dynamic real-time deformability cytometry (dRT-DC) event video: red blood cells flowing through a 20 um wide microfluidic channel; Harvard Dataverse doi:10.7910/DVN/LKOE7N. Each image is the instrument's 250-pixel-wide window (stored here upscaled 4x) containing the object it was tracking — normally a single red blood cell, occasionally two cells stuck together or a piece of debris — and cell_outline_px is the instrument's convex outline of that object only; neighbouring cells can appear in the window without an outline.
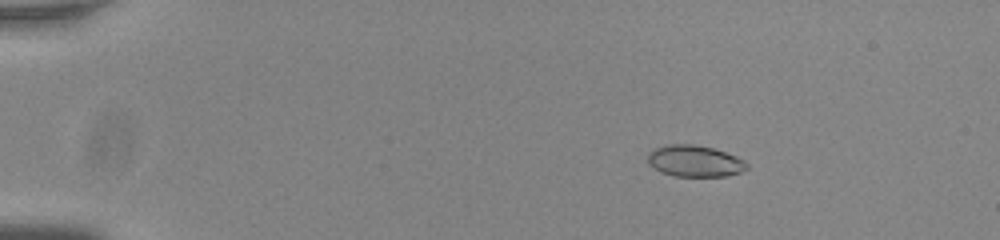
{"species": "common noctule bat (a hibernating species)", "species_latin": "Nyctalus noctula", "temperature_condition": "room temperature", "stored_images_in_passage": 50, "camera_frame_rate_fps": 3000, "um_per_image_px": 0.085, "animal": {"sex": "male", "body_mass_g": 20.0, "forearm_length_mm": 53.3}, "frame": {"image": 1, "passage_image": 4, "time_ms": 1.0, "image_size_px": [1000, 240], "cell_outline_px": [[748, 168], [740, 172], [728, 176], [676, 176], [660, 172], [648, 164], [648, 152], [664, 144], [692, 144], [712, 148], [736, 156], [744, 160], [748, 164]], "centroid_in_image_um": [59.03, 13.69], "position_along_channel_um": 26.0, "area_um2": 18.21}}
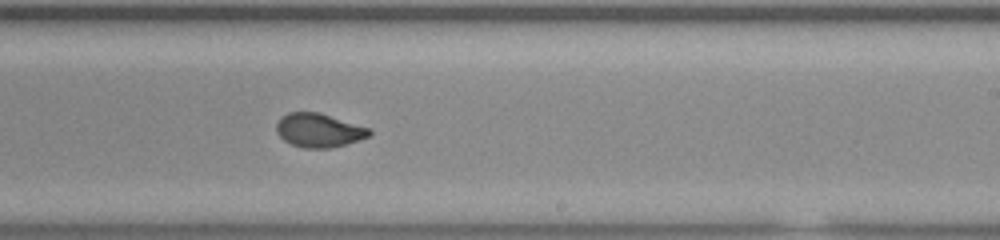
{"frame": {"image": 2, "passage_image": 30, "time_ms": 9.667, "image_size_px": [1000, 240], "cell_outline_px": [[372, 132], [368, 136], [360, 140], [332, 148], [304, 148], [292, 144], [284, 140], [276, 132], [276, 124], [280, 116], [288, 112], [316, 112], [372, 128]], "centroid_in_image_um": [27.1, 11.08], "position_along_channel_um": 261.9, "area_um2": 18.38}}
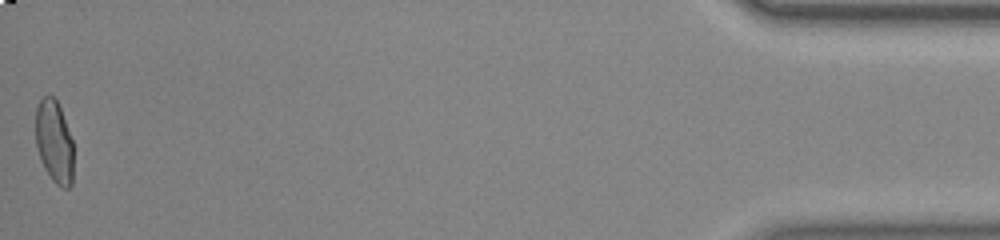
{"frame": {"image": 3, "passage_image": 50, "time_ms": 16.333, "image_size_px": [1000, 240], "cell_outline_px": [[72, 184], [68, 188], [60, 188], [52, 180], [44, 168], [40, 160], [36, 144], [36, 108], [40, 100], [44, 96], [52, 96], [56, 100], [60, 108], [72, 140]], "centroid_in_image_um": [4.59, 12.08], "position_along_channel_um": 430.6, "area_um2": 18.09}, "authors_computed_cell_mechanics": {"area_um2": 18.785, "velocity_mm_per_s": 3.8048, "shape_relaxation_time_tau1_ms": 9.9155, "shape_relaxation_time_tau2_ms": 0.7357, "deformation_change_tau1": 0.2436, "deformation_change_tau2": 0.0501}}